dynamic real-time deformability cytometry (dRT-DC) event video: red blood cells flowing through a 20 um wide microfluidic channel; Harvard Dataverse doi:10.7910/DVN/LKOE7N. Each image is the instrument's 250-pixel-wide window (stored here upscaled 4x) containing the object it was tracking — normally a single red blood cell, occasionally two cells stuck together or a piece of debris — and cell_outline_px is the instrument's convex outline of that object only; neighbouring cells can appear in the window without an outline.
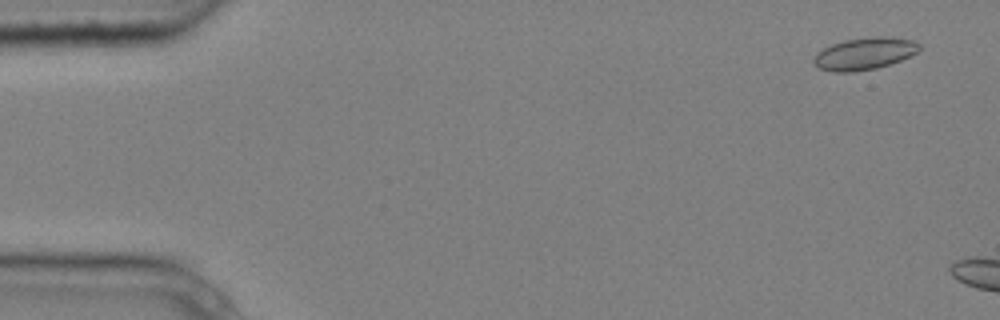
{"species": "common noctule bat (a hibernating species)", "species_latin": "Nyctalus noctula", "temperature_condition": "cold", "stored_images_in_passage": 2, "camera_frame_rate_fps": 3000, "um_per_image_px": 0.085, "animal": {"sex": "male", "body_mass_g": 20.4}, "frame": {"image": 1, "passage_image": 1, "time_ms": 0.0, "image_size_px": [1000, 320], "cell_outline_px": [[920, 48], [916, 52], [900, 60], [876, 68], [852, 72], [832, 72], [820, 68], [812, 64], [812, 60], [816, 52], [832, 44], [844, 40], [872, 36], [880, 36], [916, 40], [920, 44]], "centroid_in_image_um": [73.44, 4.55], "position_along_channel_um": 11.6, "area_um2": 19.77}}